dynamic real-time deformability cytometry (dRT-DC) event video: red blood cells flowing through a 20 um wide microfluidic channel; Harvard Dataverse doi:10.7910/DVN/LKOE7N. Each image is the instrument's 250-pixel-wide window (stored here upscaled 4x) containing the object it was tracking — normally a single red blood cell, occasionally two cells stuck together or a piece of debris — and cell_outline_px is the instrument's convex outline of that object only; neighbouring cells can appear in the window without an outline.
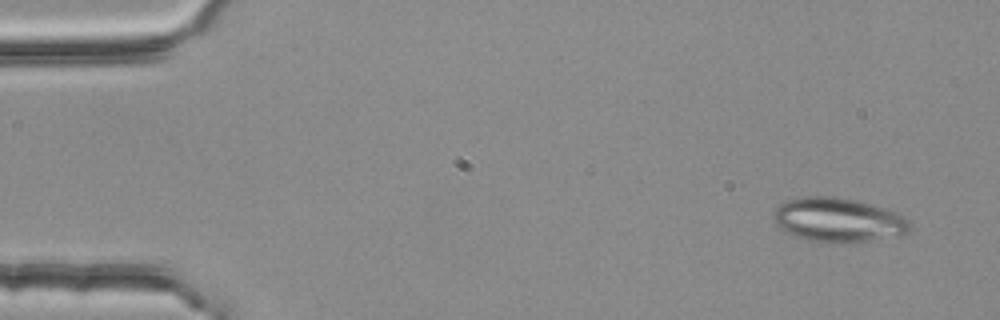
{"species": "common noctule bat (a hibernating species)", "species_latin": "Nyctalus noctula", "temperature_condition": "room temperature", "stored_images_in_passage": 3, "camera_frame_rate_fps": 3000, "um_per_image_px": 0.085, "animal": {"sex": "female", "body_mass_g": 25.1}, "frame": {"image": 1, "passage_image": 1, "time_ms": 0.0, "image_size_px": [1000, 320], "cell_outline_px": [[912, 224], [908, 232], [900, 236], [860, 244], [828, 244], [804, 240], [784, 232], [776, 224], [772, 216], [772, 212], [780, 204], [788, 200], [804, 196], [836, 196], [856, 200], [884, 208], [896, 212], [904, 216]], "centroid_in_image_um": [71.26, 18.75], "position_along_channel_um": 13.7, "area_um2": 36.41}}